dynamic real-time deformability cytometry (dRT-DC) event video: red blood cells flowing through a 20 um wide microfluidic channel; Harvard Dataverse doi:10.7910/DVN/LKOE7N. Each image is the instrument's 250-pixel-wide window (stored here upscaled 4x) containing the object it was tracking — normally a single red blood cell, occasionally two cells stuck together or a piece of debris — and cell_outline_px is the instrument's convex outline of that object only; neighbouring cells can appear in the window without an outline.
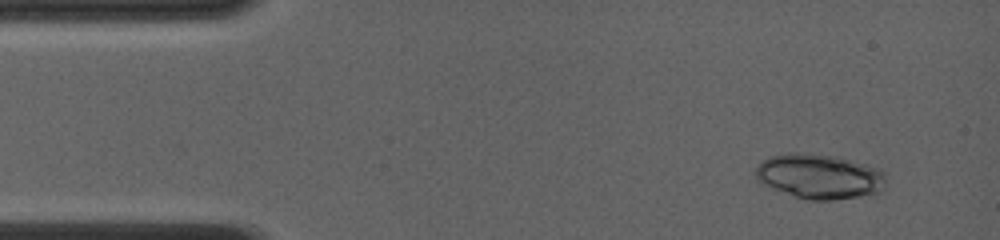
{"species": "common noctule bat (a hibernating species)", "species_latin": "Nyctalus noctula", "temperature_condition": "room temperature", "stored_images_in_passage": 16, "camera_frame_rate_fps": 4000, "um_per_image_px": 0.085, "animal": {"sex": "female", "body_mass_g": 19.0, "forearm_length_mm": 56.7}, "frame": {"image": 1, "passage_image": 5, "time_ms": 1.0, "image_size_px": [1000, 240], "cell_outline_px": [[888, 176], [884, 188], [880, 192], [832, 200], [808, 200], [792, 196], [772, 188], [756, 180], [756, 168], [768, 156], [788, 152], [804, 152], [832, 156], [880, 168]], "centroid_in_image_um": [69.65, 14.99], "position_along_channel_um": 15.3, "area_um2": 34.16}}